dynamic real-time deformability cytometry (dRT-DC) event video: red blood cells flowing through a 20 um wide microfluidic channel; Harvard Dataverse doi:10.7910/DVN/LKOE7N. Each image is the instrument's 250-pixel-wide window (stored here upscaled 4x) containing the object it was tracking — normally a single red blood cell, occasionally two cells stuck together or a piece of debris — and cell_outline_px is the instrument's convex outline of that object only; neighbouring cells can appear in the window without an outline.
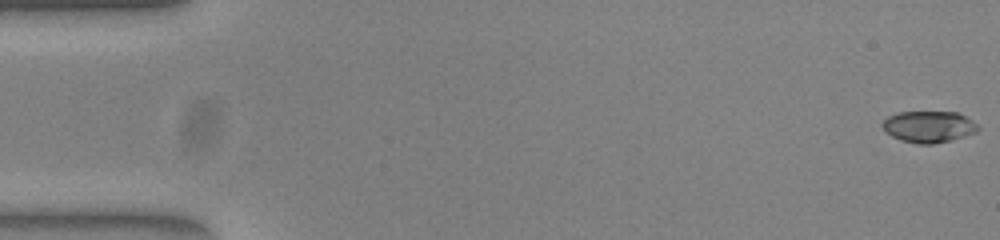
{"species": "common noctule bat (a hibernating species)", "species_latin": "Nyctalus noctula", "temperature_condition": "warm", "stored_images_in_passage": 13, "camera_frame_rate_fps": 3000, "um_per_image_px": 0.085, "animal": {"sex": "female", "body_mass_g": 23.0, "forearm_length_mm": 53.4}, "frame": {"image": 1, "passage_image": 1, "time_ms": 0.0, "image_size_px": [1000, 240], "cell_outline_px": [[980, 128], [976, 132], [952, 140], [932, 144], [920, 144], [900, 140], [892, 136], [880, 124], [888, 116], [900, 112], [956, 112], [972, 120]], "centroid_in_image_um": [78.94, 10.77], "position_along_channel_um": 6.1, "area_um2": 17.4}}